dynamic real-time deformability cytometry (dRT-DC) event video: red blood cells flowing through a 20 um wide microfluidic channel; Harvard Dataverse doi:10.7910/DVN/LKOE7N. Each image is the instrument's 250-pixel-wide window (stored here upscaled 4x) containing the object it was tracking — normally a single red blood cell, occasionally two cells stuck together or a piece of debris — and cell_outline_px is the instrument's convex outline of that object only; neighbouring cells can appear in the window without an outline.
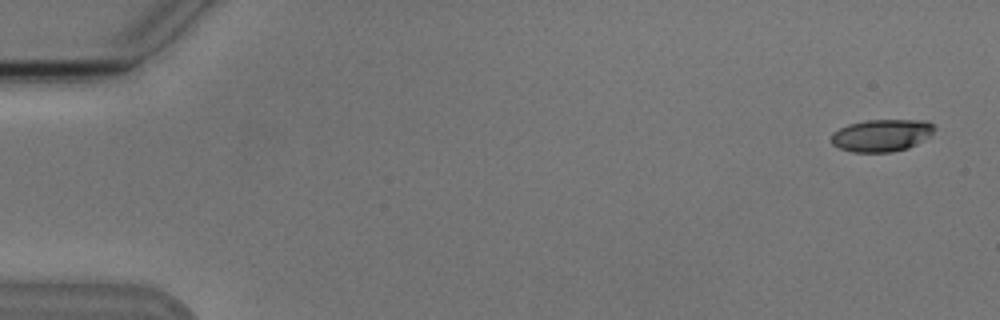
{"species": "Egyptian fruit bat (a non-hibernating species)", "species_latin": "Rousettus aegyptiacus", "temperature_condition": "cold", "stored_images_in_passage": 6, "camera_frame_rate_fps": 3000, "um_per_image_px": 0.085, "animal": {"sex": "male"}, "frame": {"image": 1, "passage_image": 1, "time_ms": 0.0, "image_size_px": [1000, 320], "cell_outline_px": [[936, 128], [928, 136], [916, 144], [908, 148], [892, 152], [852, 152], [840, 148], [832, 144], [832, 132], [848, 124], [864, 120], [928, 120]], "centroid_in_image_um": [74.93, 11.5], "position_along_channel_um": 10.1, "area_um2": 19.36}}